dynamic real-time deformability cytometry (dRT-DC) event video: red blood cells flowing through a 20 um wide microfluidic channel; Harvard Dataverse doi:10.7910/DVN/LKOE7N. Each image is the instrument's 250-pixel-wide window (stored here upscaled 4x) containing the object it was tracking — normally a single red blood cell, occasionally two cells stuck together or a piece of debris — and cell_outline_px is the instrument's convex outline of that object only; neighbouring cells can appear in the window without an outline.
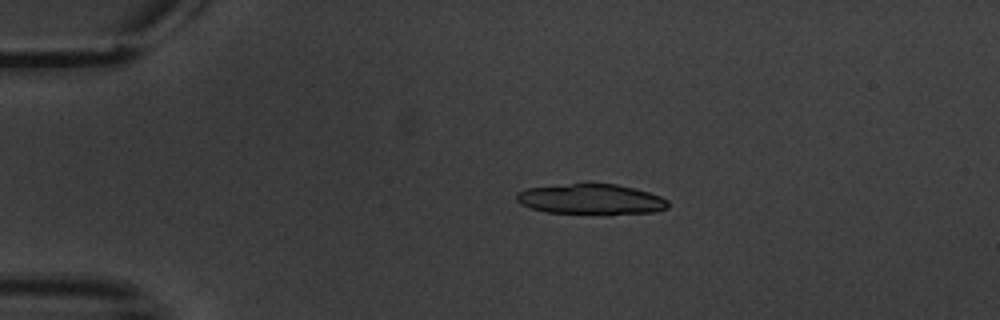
{"species": "common noctule bat (a hibernating species)", "species_latin": "Nyctalus noctula", "temperature_condition": "warm", "stored_images_in_passage": 4, "camera_frame_rate_fps": 3000, "um_per_image_px": 0.085, "animal": {"sex": "male", "body_mass_g": 20.1, "forearm_length_mm": 53.5}, "frame": {"image": 1, "passage_image": 3, "time_ms": 3.0, "image_size_px": [1000, 320], "cell_outline_px": [[668, 208], [656, 212], [548, 212], [532, 208], [520, 204], [516, 200], [516, 192], [528, 188], [572, 184], [616, 184], [648, 192], [660, 196], [668, 200]], "centroid_in_image_um": [50.22, 16.91], "position_along_channel_um": 34.8, "area_um2": 25.78}}